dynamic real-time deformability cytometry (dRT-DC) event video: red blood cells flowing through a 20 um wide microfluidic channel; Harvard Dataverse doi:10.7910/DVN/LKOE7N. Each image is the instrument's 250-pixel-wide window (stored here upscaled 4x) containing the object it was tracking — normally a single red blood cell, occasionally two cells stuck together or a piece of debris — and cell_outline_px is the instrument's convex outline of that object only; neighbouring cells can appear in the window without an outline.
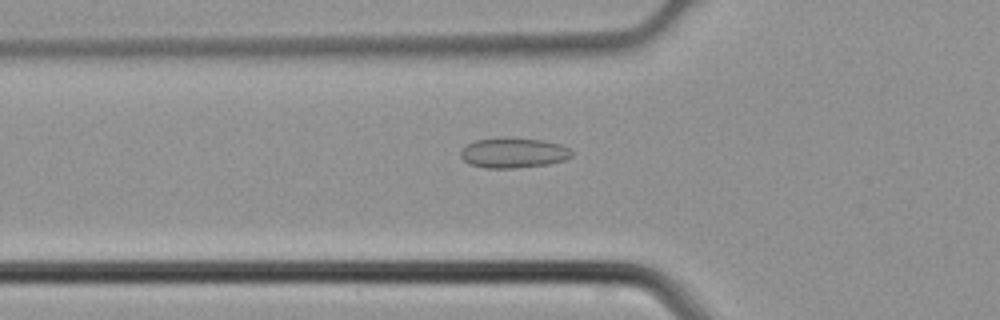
{"species": "common noctule bat (a hibernating species)", "species_latin": "Nyctalus noctula", "temperature_condition": "cold", "stored_images_in_passage": 36, "camera_frame_rate_fps": 3000, "um_per_image_px": 0.085, "animal": {"sex": "male", "body_mass_g": 21.5, "forearm_length_mm": 52.0}, "frame": {"image": 1, "passage_image": 7, "time_ms": 2.0, "image_size_px": [1000, 320], "cell_outline_px": [[572, 156], [564, 160], [548, 164], [516, 168], [484, 168], [468, 164], [460, 156], [460, 152], [468, 144], [476, 140], [500, 136], [504, 136], [544, 140], [560, 144], [568, 148], [572, 152]], "centroid_in_image_um": [43.62, 12.98], "position_along_channel_um": 82.2, "area_um2": 19.83}}
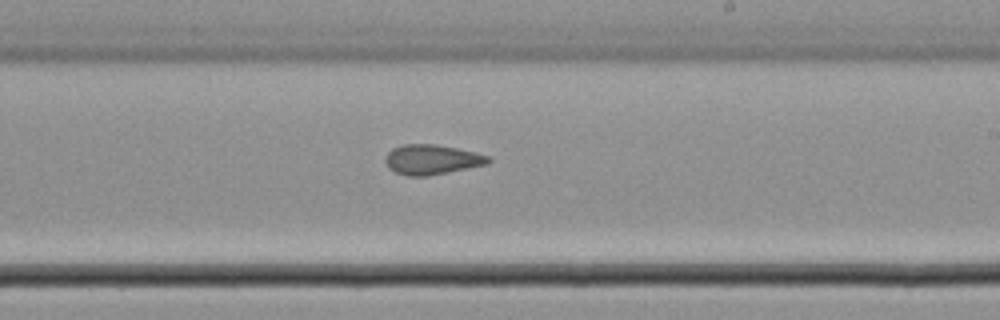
{"frame": {"image": 2, "passage_image": 18, "time_ms": 5.667, "image_size_px": [1000, 320], "cell_outline_px": [[492, 160], [488, 164], [428, 176], [408, 176], [396, 172], [388, 168], [384, 160], [388, 152], [392, 148], [404, 144], [436, 144], [476, 152], [488, 156]], "centroid_in_image_um": [36.7, 13.56], "position_along_channel_um": 252.3, "area_um2": 17.98}}
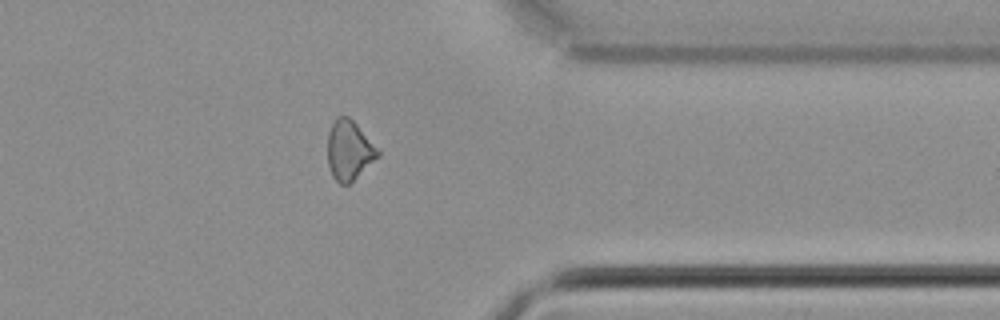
{"frame": {"image": 3, "passage_image": 27, "time_ms": 8.667, "image_size_px": [1000, 320], "cell_outline_px": [[380, 156], [348, 184], [340, 184], [332, 176], [328, 164], [328, 132], [336, 116], [348, 116], [356, 124], [380, 152]], "centroid_in_image_um": [29.66, 12.77], "position_along_channel_um": 381.7, "area_um2": 17.17}}